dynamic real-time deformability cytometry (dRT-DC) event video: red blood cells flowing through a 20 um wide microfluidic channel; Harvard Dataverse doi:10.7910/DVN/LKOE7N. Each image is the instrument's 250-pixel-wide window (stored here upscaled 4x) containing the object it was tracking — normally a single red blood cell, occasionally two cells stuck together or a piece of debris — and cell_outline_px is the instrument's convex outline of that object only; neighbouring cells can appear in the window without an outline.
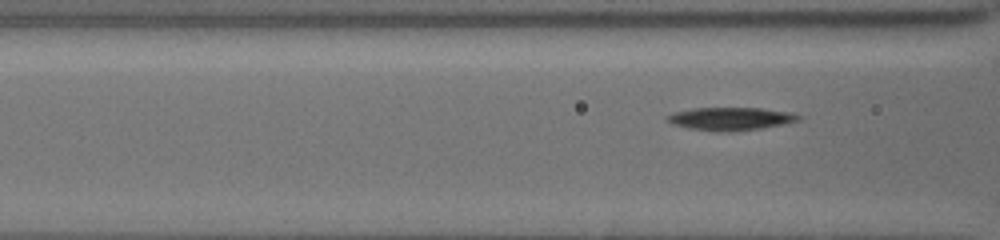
{"species": "common noctule bat (a hibernating species)", "species_latin": "Nyctalus noctula", "temperature_condition": "cold", "stored_images_in_passage": 5, "segment_of_instrument_passage": [2, 2], "camera_frame_rate_fps": 3000, "um_per_image_px": 0.085, "animal": {"sex": "female", "body_mass_g": 19.5, "forearm_length_mm": 54.1}, "frame": {"image": 1, "passage_image": 5, "time_ms": 4.333, "image_size_px": [1000, 240], "cell_outline_px": [[800, 120], [784, 124], [760, 128], [688, 128], [676, 124], [668, 120], [664, 116], [676, 112], [692, 108], [760, 108], [792, 112], [800, 116]], "centroid_in_image_um": [62.17, 10.02], "position_along_channel_um": 104.4, "area_um2": 16.24}}